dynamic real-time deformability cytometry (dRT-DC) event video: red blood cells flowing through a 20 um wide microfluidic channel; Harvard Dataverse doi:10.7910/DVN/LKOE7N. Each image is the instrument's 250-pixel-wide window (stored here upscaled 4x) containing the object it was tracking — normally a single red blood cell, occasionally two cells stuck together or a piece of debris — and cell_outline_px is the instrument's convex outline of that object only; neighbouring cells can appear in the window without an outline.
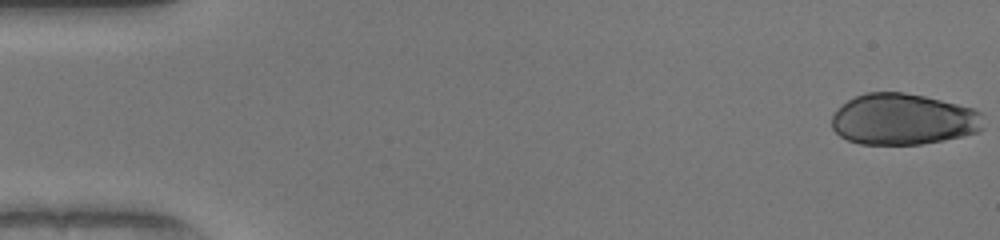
{"species": "human", "species_latin": "Homo sapiens", "temperature_condition": "warm", "stored_images_in_passage": 50, "camera_frame_rate_fps": 3000, "um_per_image_px": 0.085, "donor": {"sex": "female"}, "frame": {"image": 1, "passage_image": 1, "time_ms": 0.0, "image_size_px": [1000, 240], "cell_outline_px": [[984, 128], [980, 132], [944, 140], [920, 144], [860, 144], [848, 140], [840, 136], [832, 128], [832, 116], [848, 100], [856, 96], [868, 92], [900, 92], [924, 96], [972, 108], [980, 112]], "centroid_in_image_um": [76.79, 10.15], "position_along_channel_um": 8.2, "area_um2": 45.03}}
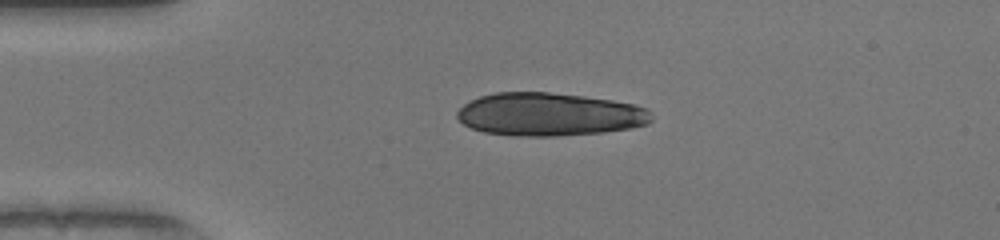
{"frame": {"image": 2, "passage_image": 12, "time_ms": 3.667, "image_size_px": [1000, 240], "cell_outline_px": [[652, 120], [648, 124], [632, 128], [604, 132], [556, 136], [516, 136], [484, 132], [472, 128], [464, 124], [456, 116], [456, 112], [464, 104], [480, 96], [496, 92], [548, 92], [584, 96], [612, 100], [636, 104], [648, 108], [652, 116]], "centroid_in_image_um": [46.73, 9.72], "position_along_channel_um": 38.3, "area_um2": 49.01}}